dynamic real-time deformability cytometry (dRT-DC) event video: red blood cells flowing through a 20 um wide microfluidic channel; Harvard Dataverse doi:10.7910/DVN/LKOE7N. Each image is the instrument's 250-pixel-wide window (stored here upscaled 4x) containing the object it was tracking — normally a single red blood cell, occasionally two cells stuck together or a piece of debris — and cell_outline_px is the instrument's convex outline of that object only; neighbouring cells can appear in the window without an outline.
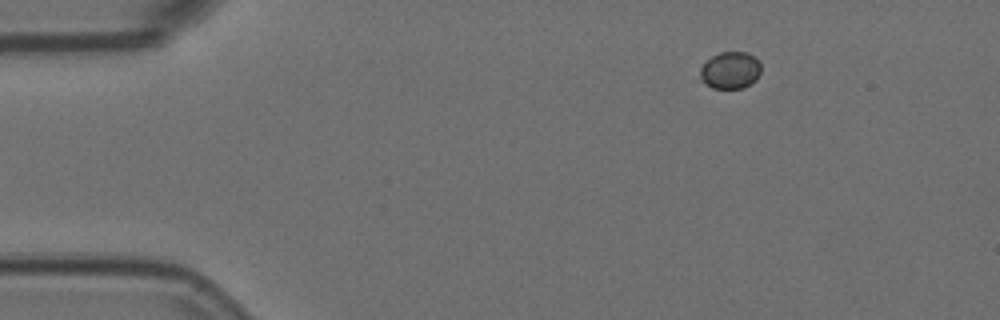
{"species": "Egyptian fruit bat (a non-hibernating species)", "species_latin": "Rousettus aegyptiacus", "temperature_condition": "room temperature", "stored_images_in_passage": 6, "camera_frame_rate_fps": 3000, "um_per_image_px": 0.085, "animal": {"sex": "female"}, "frame": {"image": 1, "passage_image": 1, "time_ms": 0.0, "image_size_px": [1000, 320], "cell_outline_px": [[760, 72], [756, 80], [744, 88], [712, 88], [704, 84], [700, 80], [700, 68], [712, 56], [720, 52], [748, 52], [760, 64]], "centroid_in_image_um": [62.05, 5.99], "position_along_channel_um": 22.9, "area_um2": 13.12}}
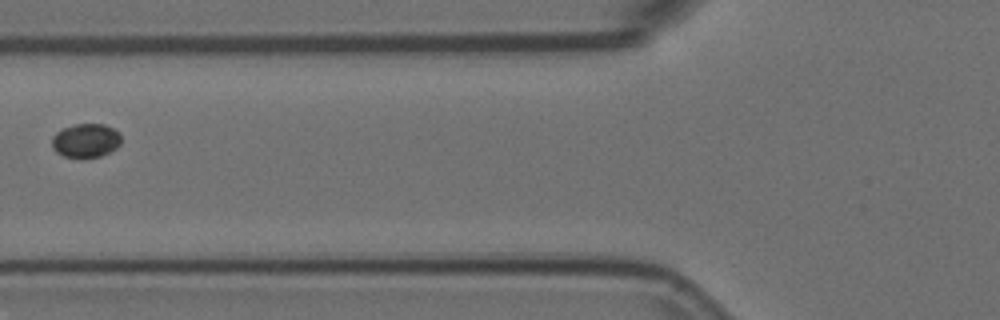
{"frame": {"image": 2, "passage_image": 5, "time_ms": 1.333, "image_size_px": [1000, 320], "cell_outline_px": [[120, 144], [116, 148], [100, 156], [64, 156], [56, 152], [52, 148], [52, 136], [56, 132], [64, 128], [76, 124], [104, 124], [120, 132]], "centroid_in_image_um": [7.29, 11.92], "position_along_channel_um": 118.5, "area_um2": 13.41}}
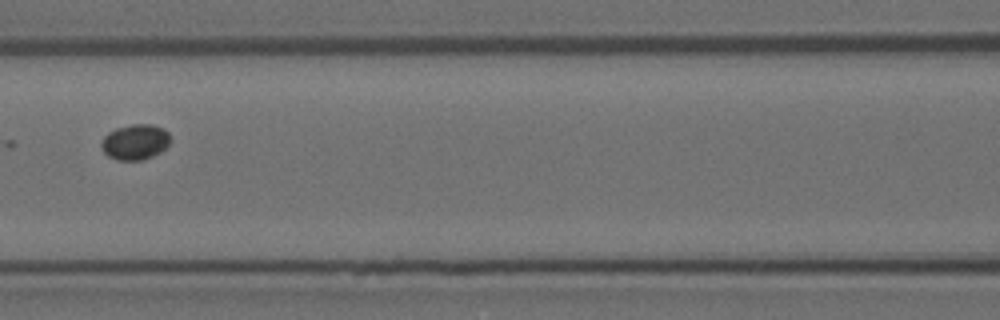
{"frame": {"image": 3, "passage_image": 6, "time_ms": 1.667, "image_size_px": [1000, 320], "cell_outline_px": [[172, 140], [160, 152], [152, 156], [140, 160], [116, 160], [108, 156], [104, 152], [100, 144], [104, 136], [108, 132], [116, 128], [132, 124], [152, 124], [164, 128], [168, 132]], "centroid_in_image_um": [11.49, 12.05], "position_along_channel_um": 155.1, "area_um2": 14.33}}